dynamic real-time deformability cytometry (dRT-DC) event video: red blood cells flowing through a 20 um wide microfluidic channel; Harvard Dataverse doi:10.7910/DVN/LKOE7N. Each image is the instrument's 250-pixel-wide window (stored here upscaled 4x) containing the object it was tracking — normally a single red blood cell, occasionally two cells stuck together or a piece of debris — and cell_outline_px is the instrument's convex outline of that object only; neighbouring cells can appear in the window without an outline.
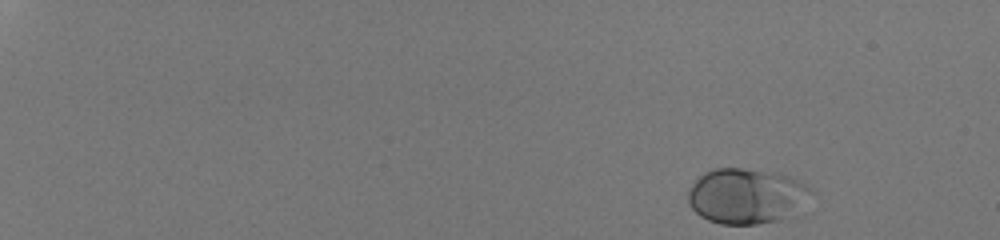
{"species": "human", "species_latin": "Homo sapiens", "temperature_condition": "room temperature", "stored_images_in_passage": 43, "camera_frame_rate_fps": 3000, "um_per_image_px": 0.085, "donor": {"sex": "male"}, "frame": {"image": 1, "passage_image": 1, "time_ms": 0.0, "image_size_px": [1000, 240], "cell_outline_px": [[812, 192], [804, 216], [756, 224], [720, 224], [708, 220], [700, 216], [688, 204], [688, 192], [692, 184], [700, 176], [716, 168], [740, 168], [776, 172], [788, 176], [804, 184]], "centroid_in_image_um": [63.56, 16.71], "position_along_channel_um": 21.4, "area_um2": 40.58}}
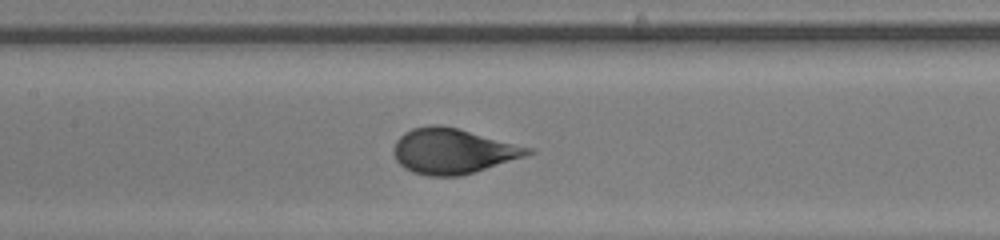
{"frame": {"image": 2, "passage_image": 25, "time_ms": 8.0, "image_size_px": [1000, 240], "cell_outline_px": [[536, 152], [476, 172], [460, 176], [428, 176], [412, 172], [404, 168], [396, 160], [392, 152], [392, 148], [396, 140], [404, 132], [412, 128], [432, 124], [440, 124], [456, 128], [532, 148]], "centroid_in_image_um": [38.44, 12.85], "position_along_channel_um": 169.0, "area_um2": 35.37}}
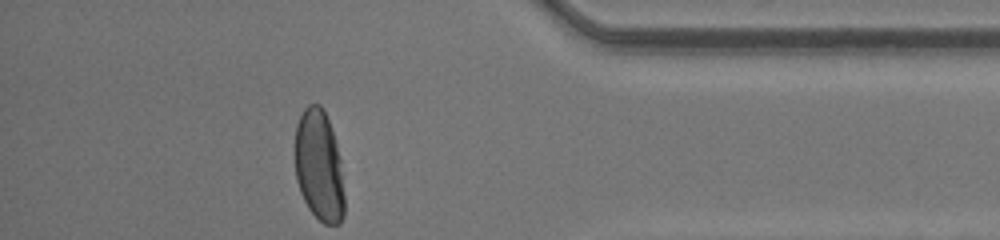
{"frame": {"image": 3, "passage_image": 43, "time_ms": 14.0, "image_size_px": [1000, 240], "cell_outline_px": [[344, 216], [340, 224], [324, 224], [308, 208], [300, 192], [296, 180], [296, 124], [304, 108], [308, 104], [320, 104], [324, 108], [336, 144], [340, 160], [344, 196]], "centroid_in_image_um": [27.12, 14.1], "position_along_channel_um": 408.1, "area_um2": 31.85}, "authors_computed_cell_mechanics": {"area_um2": 35.7204, "velocity_mm_per_s": 4.258, "shape_relaxation_time_tau1_ms": 4.5183, "shape_relaxation_time_tau2_ms": null, "deformation_change_tau1": 0.215, "deformation_change_tau2": null}}